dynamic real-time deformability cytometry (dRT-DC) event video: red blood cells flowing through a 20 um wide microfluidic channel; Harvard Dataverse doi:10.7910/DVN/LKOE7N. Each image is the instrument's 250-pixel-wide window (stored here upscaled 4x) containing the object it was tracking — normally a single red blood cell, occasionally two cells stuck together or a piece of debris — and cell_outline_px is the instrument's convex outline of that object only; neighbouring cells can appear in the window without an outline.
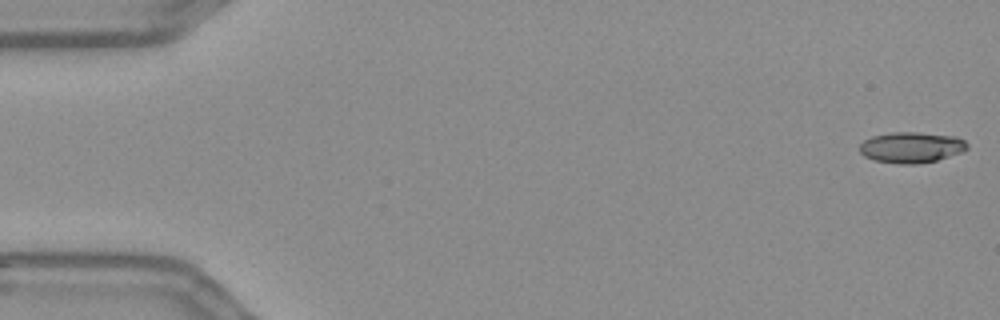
{"species": "Egyptian fruit bat (a non-hibernating species)", "species_latin": "Rousettus aegyptiacus", "temperature_condition": "warm", "stored_images_in_passage": 37, "camera_frame_rate_fps": 3000, "um_per_image_px": 0.085, "frame": {"image": 1, "passage_image": 1, "time_ms": 0.0, "image_size_px": [1000, 320], "cell_outline_px": [[968, 148], [960, 152], [936, 160], [916, 164], [900, 164], [876, 160], [864, 156], [860, 152], [860, 144], [864, 140], [872, 136], [892, 132], [920, 132], [956, 136], [964, 140], [968, 144]], "centroid_in_image_um": [77.46, 12.51], "position_along_channel_um": 7.5, "area_um2": 19.25}}
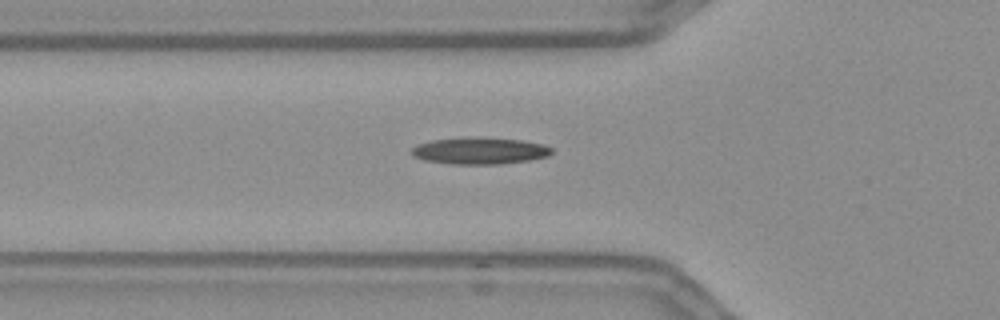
{"frame": {"image": 2, "passage_image": 19, "time_ms": 6.0, "image_size_px": [1000, 320], "cell_outline_px": [[552, 152], [548, 156], [528, 160], [500, 164], [448, 164], [424, 160], [412, 156], [412, 148], [416, 144], [432, 140], [476, 136], [480, 136], [520, 140], [544, 144], [552, 148]], "centroid_in_image_um": [40.75, 12.81], "position_along_channel_um": 85.0, "area_um2": 22.08}}
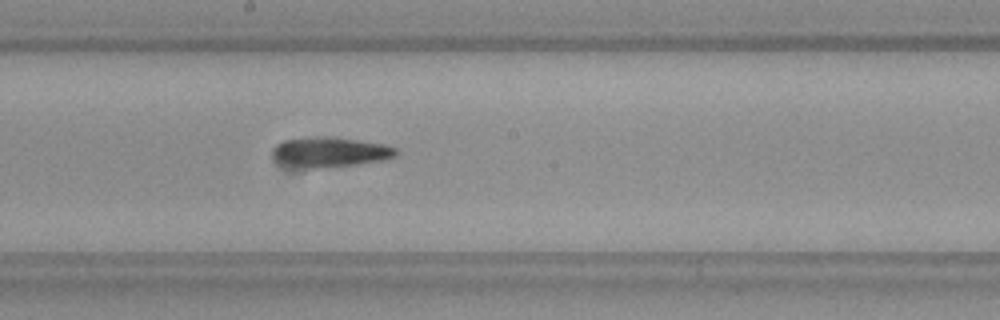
{"frame": {"image": 3, "passage_image": 30, "time_ms": 9.667, "image_size_px": [1000, 320], "cell_outline_px": [[400, 152], [396, 156], [384, 160], [356, 164], [320, 168], [312, 168], [280, 164], [272, 156], [272, 148], [276, 144], [284, 140], [304, 136], [332, 136], [384, 144], [396, 148]], "centroid_in_image_um": [28.02, 12.91], "position_along_channel_um": 220.2, "area_um2": 21.96}}